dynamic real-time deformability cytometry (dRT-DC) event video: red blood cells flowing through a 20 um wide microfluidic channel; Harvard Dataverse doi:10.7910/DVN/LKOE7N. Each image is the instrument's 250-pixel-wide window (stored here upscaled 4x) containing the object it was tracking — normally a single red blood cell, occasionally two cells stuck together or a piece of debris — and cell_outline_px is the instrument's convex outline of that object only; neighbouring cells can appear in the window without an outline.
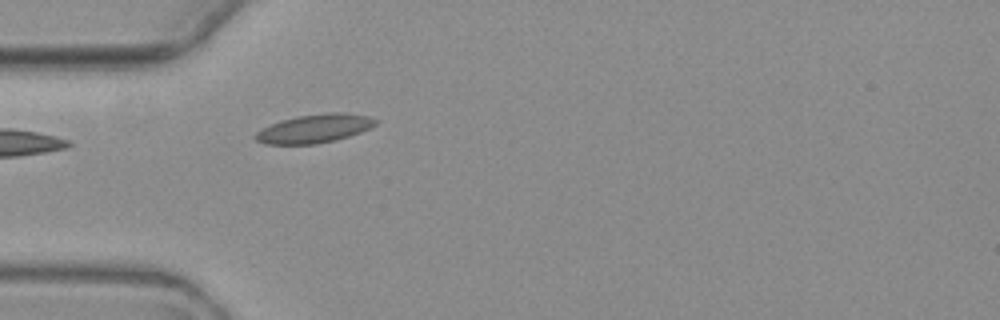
{"species": "common noctule bat (a hibernating species)", "species_latin": "Nyctalus noctula", "temperature_condition": "warm", "stored_images_in_passage": 2, "camera_frame_rate_fps": 3000, "um_per_image_px": 0.085, "animal": {"sex": "female", "body_mass_g": 19.3, "forearm_length_mm": 54.1}, "frame": {"image": 1, "passage_image": 2, "time_ms": 1.0, "image_size_px": [1000, 320], "cell_outline_px": [[380, 120], [372, 128], [336, 140], [316, 144], [264, 144], [256, 140], [252, 136], [256, 132], [280, 120], [296, 116], [328, 112], [344, 112], [368, 116]], "centroid_in_image_um": [26.75, 10.92], "position_along_channel_um": 58.2, "area_um2": 20.17}}